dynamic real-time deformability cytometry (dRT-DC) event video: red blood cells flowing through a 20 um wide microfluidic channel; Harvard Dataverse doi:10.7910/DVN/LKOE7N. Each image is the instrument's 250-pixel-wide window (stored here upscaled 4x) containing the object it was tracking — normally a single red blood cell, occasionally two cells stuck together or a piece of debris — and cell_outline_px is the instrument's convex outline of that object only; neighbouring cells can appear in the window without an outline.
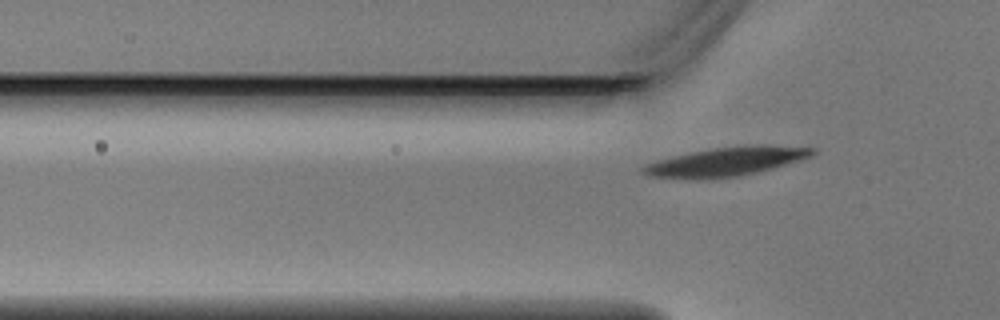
{"species": "Egyptian fruit bat (a non-hibernating species)", "species_latin": "Rousettus aegyptiacus", "temperature_condition": "warm", "stored_images_in_passage": 5, "camera_frame_rate_fps": 3000, "um_per_image_px": 0.085, "animal": {"sex": "male"}, "frame": {"image": 1, "passage_image": 5, "time_ms": 1.333, "image_size_px": [1000, 320], "cell_outline_px": [[816, 152], [812, 156], [800, 160], [772, 168], [740, 176], [700, 180], [648, 176], [640, 172], [640, 168], [644, 164], [656, 160], [672, 156], [692, 152], [716, 148], [760, 144], [816, 148]], "centroid_in_image_um": [61.68, 13.75], "position_along_channel_um": 64.1, "area_um2": 28.61}}